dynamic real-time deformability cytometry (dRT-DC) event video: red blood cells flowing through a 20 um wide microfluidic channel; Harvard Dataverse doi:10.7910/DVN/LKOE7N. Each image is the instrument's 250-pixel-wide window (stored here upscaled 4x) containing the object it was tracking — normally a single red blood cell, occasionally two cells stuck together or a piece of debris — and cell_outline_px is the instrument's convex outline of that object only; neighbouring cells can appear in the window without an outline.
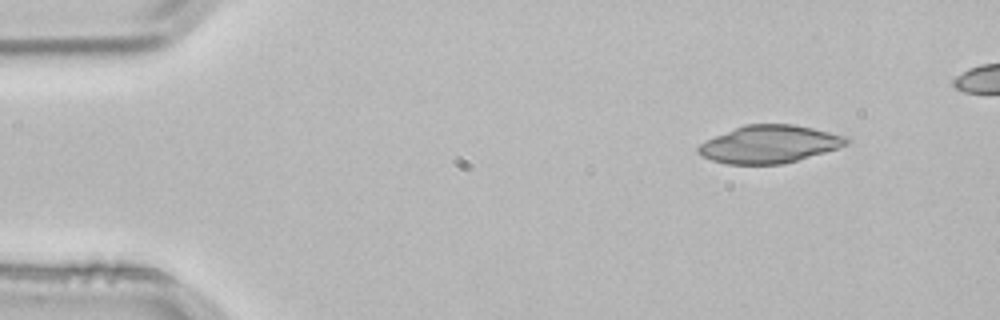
{"species": "common noctule bat (a hibernating species)", "species_latin": "Nyctalus noctula", "temperature_condition": "room temperature", "stored_images_in_passage": 3, "camera_frame_rate_fps": 3000, "um_per_image_px": 0.085, "animal": {"sex": "male", "body_mass_g": 21.5, "forearm_length_mm": 52.0}, "frame": {"image": 1, "passage_image": 1, "time_ms": 0.0, "image_size_px": [1000, 320], "cell_outline_px": [[852, 140], [848, 144], [840, 148], [784, 164], [728, 164], [712, 160], [696, 152], [696, 148], [700, 144], [716, 136], [744, 124], [792, 124], [812, 128], [848, 136]], "centroid_in_image_um": [65.46, 12.26], "position_along_channel_um": 19.5, "area_um2": 32.54}}